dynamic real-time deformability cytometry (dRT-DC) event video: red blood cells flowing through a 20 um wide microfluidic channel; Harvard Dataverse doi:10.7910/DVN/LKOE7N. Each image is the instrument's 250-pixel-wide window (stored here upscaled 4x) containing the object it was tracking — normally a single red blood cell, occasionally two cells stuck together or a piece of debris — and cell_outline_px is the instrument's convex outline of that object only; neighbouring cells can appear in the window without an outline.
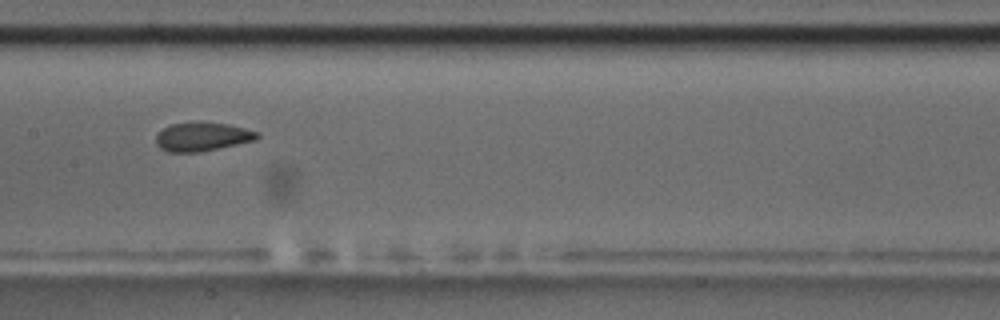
{"species": "common noctule bat (a hibernating species)", "species_latin": "Nyctalus noctula", "temperature_condition": "room temperature", "stored_images_in_passage": 39, "camera_frame_rate_fps": 3000, "um_per_image_px": 0.085, "animal": {"sex": "male", "body_mass_g": 17.5, "forearm_length_mm": 52.3}, "frame": {"image": 1, "passage_image": 12, "time_ms": 3.667, "image_size_px": [1000, 320], "cell_outline_px": [[260, 136], [256, 140], [200, 152], [168, 152], [160, 148], [156, 144], [156, 136], [164, 128], [172, 124], [196, 120], [200, 120], [228, 124], [260, 132]], "centroid_in_image_um": [17.21, 11.6], "position_along_channel_um": 190.2, "area_um2": 17.28}, "authors_computed_cell_mechanics": {"area_um2": 17.5134, "velocity_mm_per_s": 3.7613, "shape_relaxation_time_tau1_ms": 3.7436, "shape_relaxation_time_tau2_ms": 1.9632, "deformation_change_tau1": 0.1091, "deformation_change_tau2": 0.0786}}